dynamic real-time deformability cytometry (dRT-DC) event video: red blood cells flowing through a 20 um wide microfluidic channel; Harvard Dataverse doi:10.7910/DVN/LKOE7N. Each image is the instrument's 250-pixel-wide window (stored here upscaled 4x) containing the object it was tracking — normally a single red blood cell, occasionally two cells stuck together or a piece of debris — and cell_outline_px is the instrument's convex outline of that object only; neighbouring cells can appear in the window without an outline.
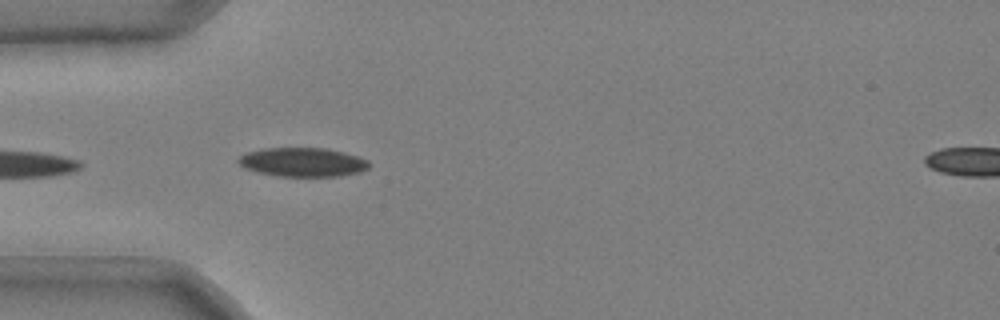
{"species": "common noctule bat (a hibernating species)", "species_latin": "Nyctalus noctula", "temperature_condition": "cold", "stored_images_in_passage": 25, "camera_frame_rate_fps": 3000, "um_per_image_px": 0.085, "animal": {"sex": "male", "body_mass_g": 20.4}, "frame": {"image": 1, "passage_image": 1, "time_ms": 0.0, "image_size_px": [1000, 320], "cell_outline_px": [[368, 168], [360, 172], [340, 176], [276, 176], [256, 172], [244, 168], [236, 160], [240, 156], [248, 152], [264, 148], [328, 148], [344, 152], [368, 160]], "centroid_in_image_um": [25.71, 13.78], "position_along_channel_um": 59.3, "area_um2": 22.08}}